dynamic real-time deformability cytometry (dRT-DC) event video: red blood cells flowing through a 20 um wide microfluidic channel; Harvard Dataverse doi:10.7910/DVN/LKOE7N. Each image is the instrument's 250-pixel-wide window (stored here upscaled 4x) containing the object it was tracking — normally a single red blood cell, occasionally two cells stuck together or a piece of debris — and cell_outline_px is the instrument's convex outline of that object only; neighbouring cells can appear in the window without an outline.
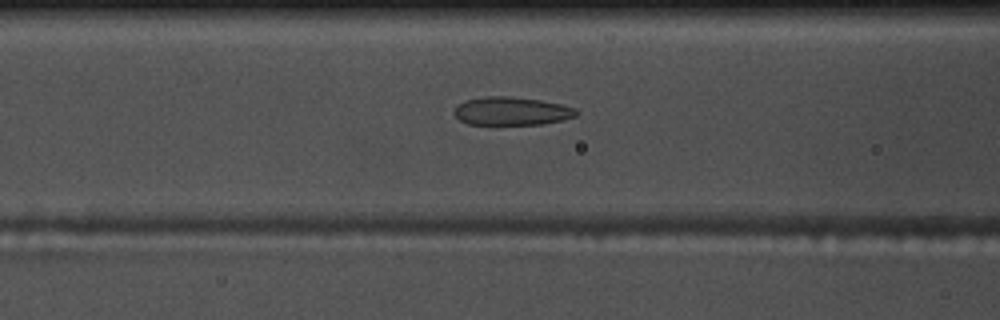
{"species": "common noctule bat (a hibernating species)", "species_latin": "Nyctalus noctula", "temperature_condition": "warm", "stored_images_in_passage": 46, "camera_frame_rate_fps": 3000, "um_per_image_px": 0.085, "animal": {"sex": "male", "body_mass_g": 17.5, "forearm_length_mm": 52.3}, "frame": {"image": 1, "passage_image": 13, "time_ms": 4.0, "image_size_px": [1000, 320], "cell_outline_px": [[580, 112], [576, 116], [564, 120], [544, 124], [468, 124], [460, 120], [452, 112], [464, 100], [484, 96], [508, 96], [540, 100], [560, 104], [576, 108]], "centroid_in_image_um": [43.51, 9.44], "position_along_channel_um": 123.1, "area_um2": 20.17}}
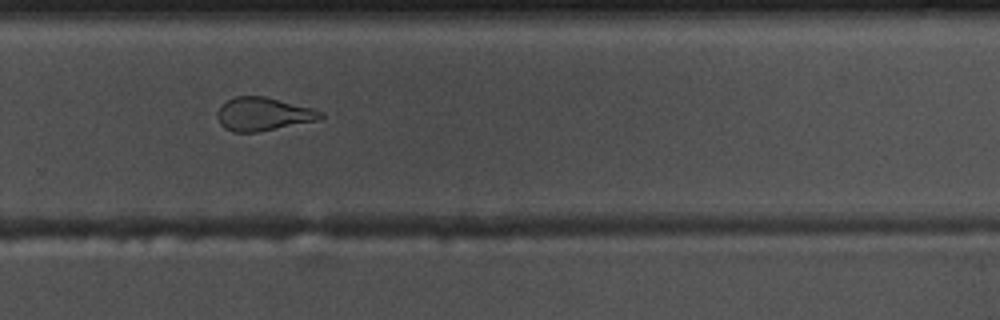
{"frame": {"image": 2, "passage_image": 28, "time_ms": 9.0, "image_size_px": [1000, 320], "cell_outline_px": [[324, 116], [320, 120], [260, 132], [232, 132], [224, 128], [220, 124], [216, 116], [216, 112], [228, 100], [236, 96], [264, 96], [312, 108], [324, 112]], "centroid_in_image_um": [22.39, 9.71], "position_along_channel_um": 307.4, "area_um2": 20.17}}
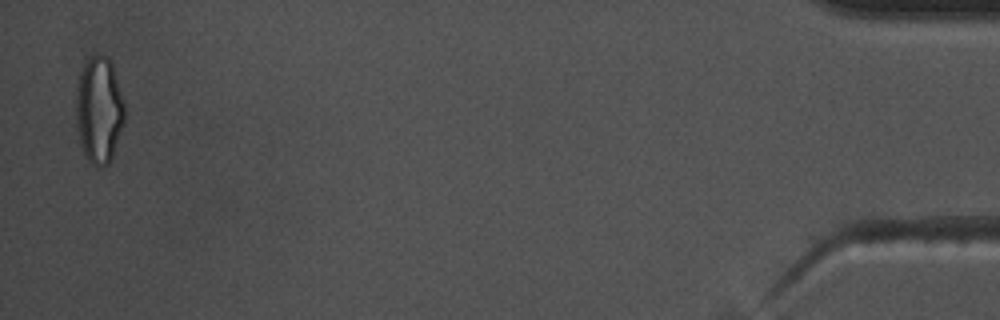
{"frame": {"image": 3, "passage_image": 45, "time_ms": 14.667, "image_size_px": [1000, 320], "cell_outline_px": [[124, 124], [112, 156], [108, 164], [92, 164], [88, 160], [80, 144], [76, 120], [76, 92], [80, 72], [88, 56], [108, 56], [112, 64], [124, 104]], "centroid_in_image_um": [8.41, 9.32], "position_along_channel_um": 426.8, "area_um2": 29.82}, "authors_computed_cell_mechanics": {"area_um2": 21.1837, "velocity_mm_per_s": 3.6946, "shape_relaxation_time_tau1_ms": null, "shape_relaxation_time_tau2_ms": 1.8281, "deformation_change_tau1": null, "deformation_change_tau2": 0.1061}}